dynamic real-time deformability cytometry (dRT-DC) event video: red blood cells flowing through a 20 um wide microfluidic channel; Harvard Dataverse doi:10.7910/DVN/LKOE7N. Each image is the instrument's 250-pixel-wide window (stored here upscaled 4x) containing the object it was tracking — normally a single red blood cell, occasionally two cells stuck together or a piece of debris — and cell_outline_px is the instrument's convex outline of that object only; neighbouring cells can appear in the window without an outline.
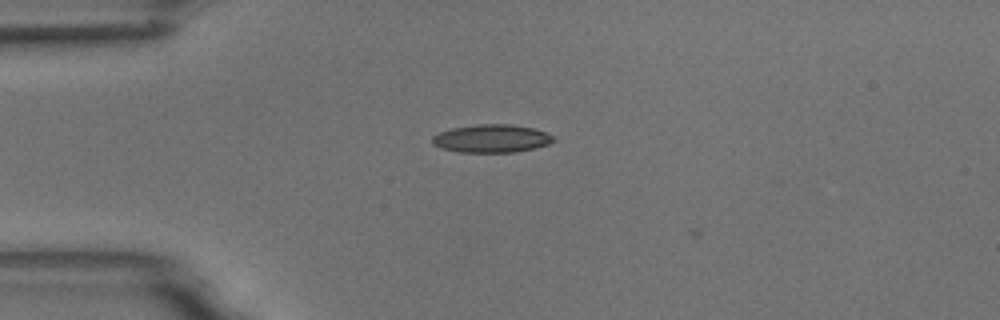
{"species": "common noctule bat (a hibernating species)", "species_latin": "Nyctalus noctula", "temperature_condition": "room temperature", "stored_images_in_passage": 5, "camera_frame_rate_fps": 3000, "um_per_image_px": 0.085, "animal": {"sex": "male", "body_mass_g": 18.8}, "frame": {"image": 1, "passage_image": 2, "time_ms": 0.333, "image_size_px": [1000, 320], "cell_outline_px": [[556, 140], [548, 144], [516, 152], [460, 152], [440, 148], [432, 144], [432, 136], [440, 132], [452, 128], [480, 124], [508, 124], [532, 128], [544, 132], [552, 136]], "centroid_in_image_um": [41.74, 11.78], "position_along_channel_um": 43.3, "area_um2": 19.59}}